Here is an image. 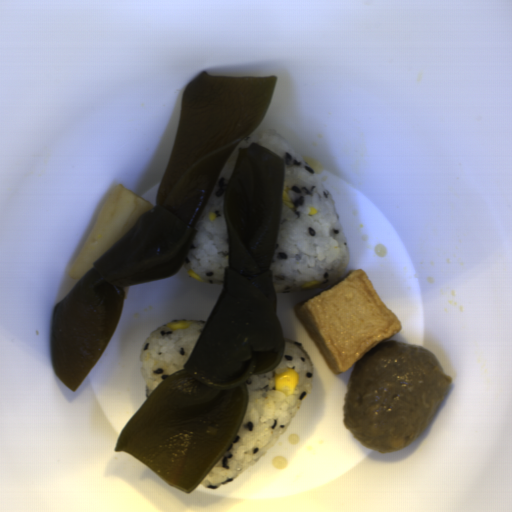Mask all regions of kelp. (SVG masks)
I'll use <instances>...</instances> for the list:
<instances>
[{
	"label": "kelp",
	"mask_w": 512,
	"mask_h": 512,
	"mask_svg": "<svg viewBox=\"0 0 512 512\" xmlns=\"http://www.w3.org/2000/svg\"><path fill=\"white\" fill-rule=\"evenodd\" d=\"M278 76L211 75L184 88L178 131L155 203L53 306L51 363L72 391L109 344L125 287L178 271L195 224L229 156L264 119Z\"/></svg>",
	"instance_id": "obj_2"
},
{
	"label": "kelp",
	"mask_w": 512,
	"mask_h": 512,
	"mask_svg": "<svg viewBox=\"0 0 512 512\" xmlns=\"http://www.w3.org/2000/svg\"><path fill=\"white\" fill-rule=\"evenodd\" d=\"M238 151L223 201L229 251L224 287L183 370L157 385L114 448L189 494L236 438L248 407L246 380L272 371L286 350L270 270L285 163L254 142Z\"/></svg>",
	"instance_id": "obj_1"
}]
</instances>
